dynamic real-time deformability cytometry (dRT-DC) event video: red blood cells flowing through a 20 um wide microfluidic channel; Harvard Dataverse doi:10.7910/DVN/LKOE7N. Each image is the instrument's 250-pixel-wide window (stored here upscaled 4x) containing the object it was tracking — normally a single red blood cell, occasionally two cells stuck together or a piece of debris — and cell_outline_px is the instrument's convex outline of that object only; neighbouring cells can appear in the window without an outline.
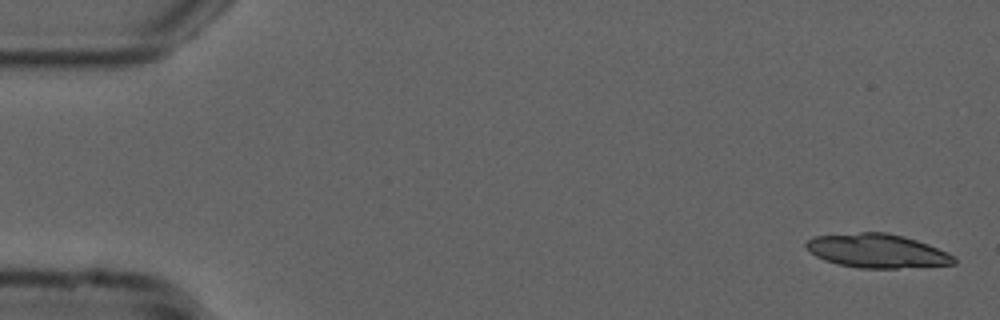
{"species": "common noctule bat (a hibernating species)", "species_latin": "Nyctalus noctula", "temperature_condition": "cold", "stored_images_in_passage": 50, "camera_frame_rate_fps": 3000, "um_per_image_px": 0.085, "animal": {"sex": "male", "forearm_length_mm": 52.5}, "frame": {"image": 1, "passage_image": 1, "time_ms": 0.0, "image_size_px": [1000, 320], "cell_outline_px": [[956, 264], [896, 268], [856, 268], [836, 264], [824, 260], [816, 256], [804, 244], [812, 236], [860, 232], [888, 232], [904, 236], [928, 244], [948, 252], [956, 256]], "centroid_in_image_um": [74.56, 21.32], "position_along_channel_um": 10.4, "area_um2": 29.36}}
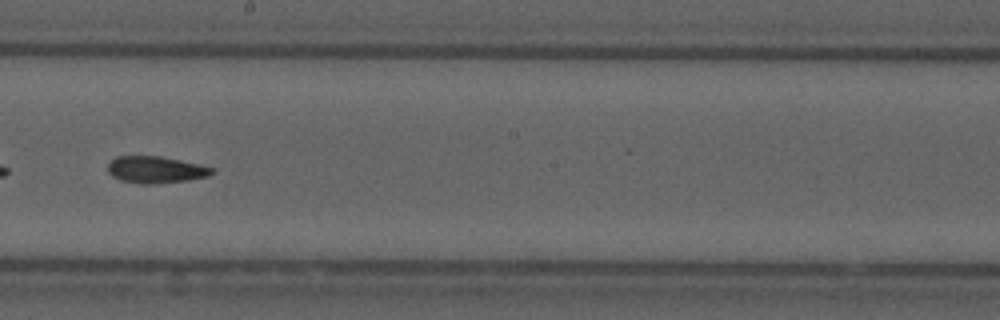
{"frame": {"image": 2, "passage_image": 30, "time_ms": 9.667, "image_size_px": [1000, 320], "cell_outline_px": [[216, 172], [208, 176], [188, 180], [152, 184], [144, 184], [120, 180], [112, 176], [108, 172], [108, 164], [116, 156], [160, 156], [200, 164], [212, 168]], "centroid_in_image_um": [13.24, 14.42], "position_along_channel_um": 235.0, "area_um2": 16.24}}
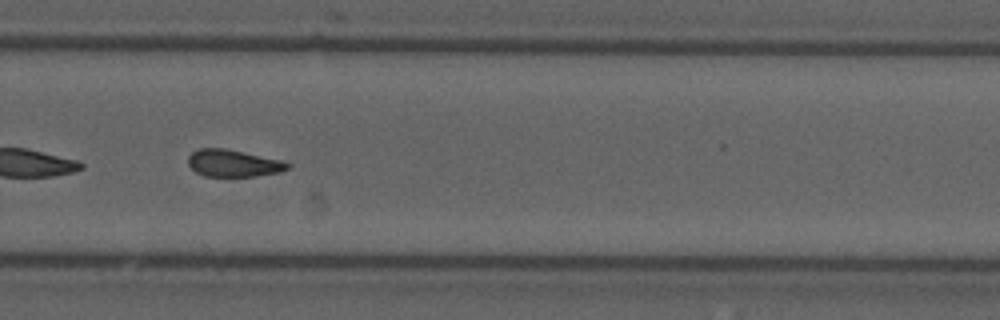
{"frame": {"image": 3, "passage_image": 36, "time_ms": 11.667, "image_size_px": [1000, 320], "cell_outline_px": [[292, 164], [288, 168], [280, 172], [256, 176], [204, 176], [196, 172], [188, 164], [188, 156], [196, 148], [228, 148], [280, 160]], "centroid_in_image_um": [19.81, 13.86], "position_along_channel_um": 310.0, "area_um2": 15.78}}